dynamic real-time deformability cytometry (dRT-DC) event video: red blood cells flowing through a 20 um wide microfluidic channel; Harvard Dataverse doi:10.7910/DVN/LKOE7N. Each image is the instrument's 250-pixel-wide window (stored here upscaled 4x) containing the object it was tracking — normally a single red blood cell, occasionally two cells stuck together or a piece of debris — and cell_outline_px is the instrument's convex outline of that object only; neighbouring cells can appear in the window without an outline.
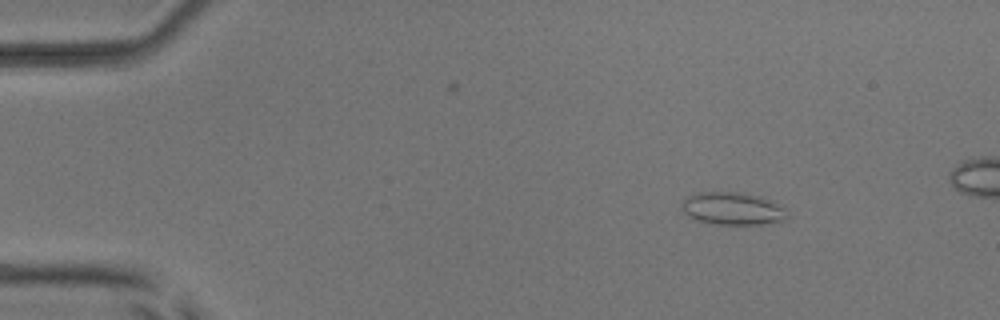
{"species": "common noctule bat (a hibernating species)", "species_latin": "Nyctalus noctula", "temperature_condition": "room temperature", "stored_images_in_passage": 7, "camera_frame_rate_fps": 3000, "um_per_image_px": 0.085, "animal": {"sex": "male", "body_mass_g": 17.9, "forearm_length_mm": 54.2}, "frame": {"image": 1, "passage_image": 1, "time_ms": 0.0, "image_size_px": [1000, 320], "cell_outline_px": [[788, 216], [784, 220], [760, 224], [712, 224], [696, 220], [680, 212], [680, 204], [688, 196], [700, 192], [740, 192], [760, 196], [768, 200], [780, 208]], "centroid_in_image_um": [62.14, 17.73], "position_along_channel_um": 22.9, "area_um2": 19.83}}
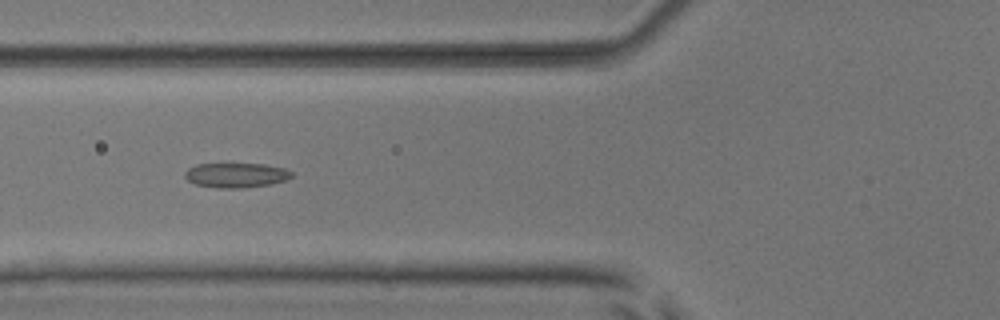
{"frame": {"image": 2, "passage_image": 5, "time_ms": 4.333, "image_size_px": [1000, 320], "cell_outline_px": [[292, 176], [284, 180], [272, 184], [240, 188], [220, 188], [196, 184], [188, 180], [184, 176], [184, 172], [188, 168], [196, 164], [264, 164], [284, 168], [292, 172]], "centroid_in_image_um": [20.05, 14.89], "position_along_channel_um": 105.8, "area_um2": 15.26}}
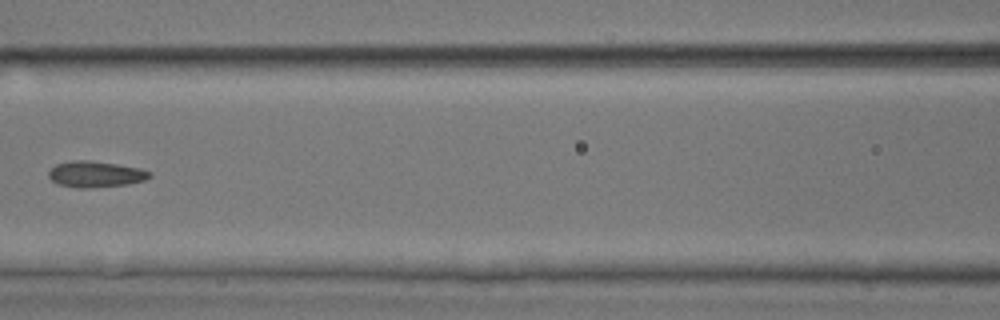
{"frame": {"image": 3, "passage_image": 6, "time_ms": 5.667, "image_size_px": [1000, 320], "cell_outline_px": [[152, 176], [144, 180], [128, 184], [88, 188], [76, 188], [60, 184], [52, 180], [48, 176], [48, 172], [56, 164], [72, 160], [92, 160], [140, 168], [152, 172]], "centroid_in_image_um": [8.13, 14.8], "position_along_channel_um": 158.5, "area_um2": 15.37}}